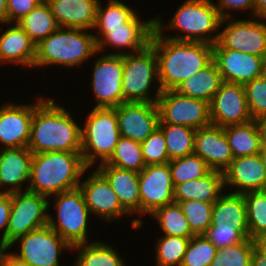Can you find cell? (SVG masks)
<instances>
[{
	"label": "cell",
	"mask_w": 266,
	"mask_h": 266,
	"mask_svg": "<svg viewBox=\"0 0 266 266\" xmlns=\"http://www.w3.org/2000/svg\"><path fill=\"white\" fill-rule=\"evenodd\" d=\"M159 17L154 18L155 29L150 41L158 61V86L161 91L174 90L212 61V45L163 37L164 26Z\"/></svg>",
	"instance_id": "obj_1"
},
{
	"label": "cell",
	"mask_w": 266,
	"mask_h": 266,
	"mask_svg": "<svg viewBox=\"0 0 266 266\" xmlns=\"http://www.w3.org/2000/svg\"><path fill=\"white\" fill-rule=\"evenodd\" d=\"M28 148L33 154L61 151L81 152V127L71 114L51 99L33 104Z\"/></svg>",
	"instance_id": "obj_2"
},
{
	"label": "cell",
	"mask_w": 266,
	"mask_h": 266,
	"mask_svg": "<svg viewBox=\"0 0 266 266\" xmlns=\"http://www.w3.org/2000/svg\"><path fill=\"white\" fill-rule=\"evenodd\" d=\"M89 169L81 152L51 151L33 154L30 185L26 191L49 197L79 187Z\"/></svg>",
	"instance_id": "obj_3"
},
{
	"label": "cell",
	"mask_w": 266,
	"mask_h": 266,
	"mask_svg": "<svg viewBox=\"0 0 266 266\" xmlns=\"http://www.w3.org/2000/svg\"><path fill=\"white\" fill-rule=\"evenodd\" d=\"M86 31L59 27L36 45L33 67L49 64L74 67L85 62L90 56L98 53L95 36Z\"/></svg>",
	"instance_id": "obj_4"
},
{
	"label": "cell",
	"mask_w": 266,
	"mask_h": 266,
	"mask_svg": "<svg viewBox=\"0 0 266 266\" xmlns=\"http://www.w3.org/2000/svg\"><path fill=\"white\" fill-rule=\"evenodd\" d=\"M224 22L225 19L220 17L215 3L211 0H186L166 25V27L183 31L186 34L163 37L179 41L205 42L213 45L218 41L219 33L214 36L211 33L217 31Z\"/></svg>",
	"instance_id": "obj_5"
},
{
	"label": "cell",
	"mask_w": 266,
	"mask_h": 266,
	"mask_svg": "<svg viewBox=\"0 0 266 266\" xmlns=\"http://www.w3.org/2000/svg\"><path fill=\"white\" fill-rule=\"evenodd\" d=\"M81 129V156L90 168L97 158L105 163L113 154L121 135L115 108H93Z\"/></svg>",
	"instance_id": "obj_6"
},
{
	"label": "cell",
	"mask_w": 266,
	"mask_h": 266,
	"mask_svg": "<svg viewBox=\"0 0 266 266\" xmlns=\"http://www.w3.org/2000/svg\"><path fill=\"white\" fill-rule=\"evenodd\" d=\"M110 54H123V102H157L162 92L160 87L156 90L153 99L149 97L151 83L153 80L159 81L155 49L149 44L145 49L136 53L130 54L124 50Z\"/></svg>",
	"instance_id": "obj_7"
},
{
	"label": "cell",
	"mask_w": 266,
	"mask_h": 266,
	"mask_svg": "<svg viewBox=\"0 0 266 266\" xmlns=\"http://www.w3.org/2000/svg\"><path fill=\"white\" fill-rule=\"evenodd\" d=\"M57 220L48 214L47 225L56 231L71 247L86 243L89 209L78 188L56 194Z\"/></svg>",
	"instance_id": "obj_8"
},
{
	"label": "cell",
	"mask_w": 266,
	"mask_h": 266,
	"mask_svg": "<svg viewBox=\"0 0 266 266\" xmlns=\"http://www.w3.org/2000/svg\"><path fill=\"white\" fill-rule=\"evenodd\" d=\"M16 241H20V252L5 254L19 266H59L58 258L62 254L61 250L72 249L48 225L17 238L6 250L11 248Z\"/></svg>",
	"instance_id": "obj_9"
},
{
	"label": "cell",
	"mask_w": 266,
	"mask_h": 266,
	"mask_svg": "<svg viewBox=\"0 0 266 266\" xmlns=\"http://www.w3.org/2000/svg\"><path fill=\"white\" fill-rule=\"evenodd\" d=\"M30 191L11 193V212L6 232V249L19 237L47 226L49 202Z\"/></svg>",
	"instance_id": "obj_10"
},
{
	"label": "cell",
	"mask_w": 266,
	"mask_h": 266,
	"mask_svg": "<svg viewBox=\"0 0 266 266\" xmlns=\"http://www.w3.org/2000/svg\"><path fill=\"white\" fill-rule=\"evenodd\" d=\"M159 123L178 124L194 129L211 123L210 103L185 95L175 90L162 91L157 100Z\"/></svg>",
	"instance_id": "obj_11"
},
{
	"label": "cell",
	"mask_w": 266,
	"mask_h": 266,
	"mask_svg": "<svg viewBox=\"0 0 266 266\" xmlns=\"http://www.w3.org/2000/svg\"><path fill=\"white\" fill-rule=\"evenodd\" d=\"M123 54H107L96 60L91 86L96 98L95 108H115L123 103Z\"/></svg>",
	"instance_id": "obj_12"
},
{
	"label": "cell",
	"mask_w": 266,
	"mask_h": 266,
	"mask_svg": "<svg viewBox=\"0 0 266 266\" xmlns=\"http://www.w3.org/2000/svg\"><path fill=\"white\" fill-rule=\"evenodd\" d=\"M212 60L223 82L245 84L266 73V59L224 48L218 41L212 45Z\"/></svg>",
	"instance_id": "obj_13"
},
{
	"label": "cell",
	"mask_w": 266,
	"mask_h": 266,
	"mask_svg": "<svg viewBox=\"0 0 266 266\" xmlns=\"http://www.w3.org/2000/svg\"><path fill=\"white\" fill-rule=\"evenodd\" d=\"M139 192L141 216L175 202L169 163L147 165L139 172Z\"/></svg>",
	"instance_id": "obj_14"
},
{
	"label": "cell",
	"mask_w": 266,
	"mask_h": 266,
	"mask_svg": "<svg viewBox=\"0 0 266 266\" xmlns=\"http://www.w3.org/2000/svg\"><path fill=\"white\" fill-rule=\"evenodd\" d=\"M210 118L221 127L252 121L244 85L223 82L210 103Z\"/></svg>",
	"instance_id": "obj_15"
},
{
	"label": "cell",
	"mask_w": 266,
	"mask_h": 266,
	"mask_svg": "<svg viewBox=\"0 0 266 266\" xmlns=\"http://www.w3.org/2000/svg\"><path fill=\"white\" fill-rule=\"evenodd\" d=\"M135 14L128 22L116 27H94L99 29L101 37L94 35L98 52L104 50L106 45L119 49L122 47L132 49L129 53H136L145 49L151 41L155 29V19L141 21ZM104 47V48H103Z\"/></svg>",
	"instance_id": "obj_16"
},
{
	"label": "cell",
	"mask_w": 266,
	"mask_h": 266,
	"mask_svg": "<svg viewBox=\"0 0 266 266\" xmlns=\"http://www.w3.org/2000/svg\"><path fill=\"white\" fill-rule=\"evenodd\" d=\"M115 109L122 137L142 142L158 127L157 102H123Z\"/></svg>",
	"instance_id": "obj_17"
},
{
	"label": "cell",
	"mask_w": 266,
	"mask_h": 266,
	"mask_svg": "<svg viewBox=\"0 0 266 266\" xmlns=\"http://www.w3.org/2000/svg\"><path fill=\"white\" fill-rule=\"evenodd\" d=\"M219 32L218 42L233 49L266 59V23L261 20H230Z\"/></svg>",
	"instance_id": "obj_18"
},
{
	"label": "cell",
	"mask_w": 266,
	"mask_h": 266,
	"mask_svg": "<svg viewBox=\"0 0 266 266\" xmlns=\"http://www.w3.org/2000/svg\"><path fill=\"white\" fill-rule=\"evenodd\" d=\"M90 213L109 221L130 214L120 203L105 176L96 169L86 181L79 184Z\"/></svg>",
	"instance_id": "obj_19"
},
{
	"label": "cell",
	"mask_w": 266,
	"mask_h": 266,
	"mask_svg": "<svg viewBox=\"0 0 266 266\" xmlns=\"http://www.w3.org/2000/svg\"><path fill=\"white\" fill-rule=\"evenodd\" d=\"M194 153L211 170L224 171L234 159L224 127L210 124L196 130Z\"/></svg>",
	"instance_id": "obj_20"
},
{
	"label": "cell",
	"mask_w": 266,
	"mask_h": 266,
	"mask_svg": "<svg viewBox=\"0 0 266 266\" xmlns=\"http://www.w3.org/2000/svg\"><path fill=\"white\" fill-rule=\"evenodd\" d=\"M6 104L0 108V144L5 148L28 147L33 104Z\"/></svg>",
	"instance_id": "obj_21"
},
{
	"label": "cell",
	"mask_w": 266,
	"mask_h": 266,
	"mask_svg": "<svg viewBox=\"0 0 266 266\" xmlns=\"http://www.w3.org/2000/svg\"><path fill=\"white\" fill-rule=\"evenodd\" d=\"M223 174L225 187H238L233 193L266 190V172L259 154L234 158Z\"/></svg>",
	"instance_id": "obj_22"
},
{
	"label": "cell",
	"mask_w": 266,
	"mask_h": 266,
	"mask_svg": "<svg viewBox=\"0 0 266 266\" xmlns=\"http://www.w3.org/2000/svg\"><path fill=\"white\" fill-rule=\"evenodd\" d=\"M32 158L28 147L0 148V189L11 187L3 192H22L21 184L30 183Z\"/></svg>",
	"instance_id": "obj_23"
},
{
	"label": "cell",
	"mask_w": 266,
	"mask_h": 266,
	"mask_svg": "<svg viewBox=\"0 0 266 266\" xmlns=\"http://www.w3.org/2000/svg\"><path fill=\"white\" fill-rule=\"evenodd\" d=\"M60 27L92 30L99 0H46Z\"/></svg>",
	"instance_id": "obj_24"
},
{
	"label": "cell",
	"mask_w": 266,
	"mask_h": 266,
	"mask_svg": "<svg viewBox=\"0 0 266 266\" xmlns=\"http://www.w3.org/2000/svg\"><path fill=\"white\" fill-rule=\"evenodd\" d=\"M98 170L105 176L117 194L121 205L131 214H140L139 172L99 164Z\"/></svg>",
	"instance_id": "obj_25"
},
{
	"label": "cell",
	"mask_w": 266,
	"mask_h": 266,
	"mask_svg": "<svg viewBox=\"0 0 266 266\" xmlns=\"http://www.w3.org/2000/svg\"><path fill=\"white\" fill-rule=\"evenodd\" d=\"M8 27L0 36V63H15L33 67L36 44L18 25Z\"/></svg>",
	"instance_id": "obj_26"
},
{
	"label": "cell",
	"mask_w": 266,
	"mask_h": 266,
	"mask_svg": "<svg viewBox=\"0 0 266 266\" xmlns=\"http://www.w3.org/2000/svg\"><path fill=\"white\" fill-rule=\"evenodd\" d=\"M224 189V174L219 170H210L205 176L188 180L174 186V201L199 200L214 203Z\"/></svg>",
	"instance_id": "obj_27"
},
{
	"label": "cell",
	"mask_w": 266,
	"mask_h": 266,
	"mask_svg": "<svg viewBox=\"0 0 266 266\" xmlns=\"http://www.w3.org/2000/svg\"><path fill=\"white\" fill-rule=\"evenodd\" d=\"M223 83L221 74L212 60L196 74H192L174 90L180 95L201 99L211 103L214 95Z\"/></svg>",
	"instance_id": "obj_28"
},
{
	"label": "cell",
	"mask_w": 266,
	"mask_h": 266,
	"mask_svg": "<svg viewBox=\"0 0 266 266\" xmlns=\"http://www.w3.org/2000/svg\"><path fill=\"white\" fill-rule=\"evenodd\" d=\"M231 223L246 238H249L246 205L243 194L221 195L213 204L212 224Z\"/></svg>",
	"instance_id": "obj_29"
},
{
	"label": "cell",
	"mask_w": 266,
	"mask_h": 266,
	"mask_svg": "<svg viewBox=\"0 0 266 266\" xmlns=\"http://www.w3.org/2000/svg\"><path fill=\"white\" fill-rule=\"evenodd\" d=\"M234 158L259 154L262 139L256 120L224 127Z\"/></svg>",
	"instance_id": "obj_30"
},
{
	"label": "cell",
	"mask_w": 266,
	"mask_h": 266,
	"mask_svg": "<svg viewBox=\"0 0 266 266\" xmlns=\"http://www.w3.org/2000/svg\"><path fill=\"white\" fill-rule=\"evenodd\" d=\"M17 23L36 45L60 27L46 0Z\"/></svg>",
	"instance_id": "obj_31"
},
{
	"label": "cell",
	"mask_w": 266,
	"mask_h": 266,
	"mask_svg": "<svg viewBox=\"0 0 266 266\" xmlns=\"http://www.w3.org/2000/svg\"><path fill=\"white\" fill-rule=\"evenodd\" d=\"M72 249L79 253L74 266H125L120 255L105 242L76 244Z\"/></svg>",
	"instance_id": "obj_32"
},
{
	"label": "cell",
	"mask_w": 266,
	"mask_h": 266,
	"mask_svg": "<svg viewBox=\"0 0 266 266\" xmlns=\"http://www.w3.org/2000/svg\"><path fill=\"white\" fill-rule=\"evenodd\" d=\"M158 127L165 135L170 160L194 153L196 129L168 123H159Z\"/></svg>",
	"instance_id": "obj_33"
},
{
	"label": "cell",
	"mask_w": 266,
	"mask_h": 266,
	"mask_svg": "<svg viewBox=\"0 0 266 266\" xmlns=\"http://www.w3.org/2000/svg\"><path fill=\"white\" fill-rule=\"evenodd\" d=\"M105 164L141 172L146 167L141 150V142L121 136L113 154Z\"/></svg>",
	"instance_id": "obj_34"
},
{
	"label": "cell",
	"mask_w": 266,
	"mask_h": 266,
	"mask_svg": "<svg viewBox=\"0 0 266 266\" xmlns=\"http://www.w3.org/2000/svg\"><path fill=\"white\" fill-rule=\"evenodd\" d=\"M151 216L154 218L156 217L162 231L167 236L186 238L194 236L179 203L173 202L160 207L156 209Z\"/></svg>",
	"instance_id": "obj_35"
},
{
	"label": "cell",
	"mask_w": 266,
	"mask_h": 266,
	"mask_svg": "<svg viewBox=\"0 0 266 266\" xmlns=\"http://www.w3.org/2000/svg\"><path fill=\"white\" fill-rule=\"evenodd\" d=\"M174 186L188 180L205 176L211 169L197 154L192 153L184 157L169 161Z\"/></svg>",
	"instance_id": "obj_36"
},
{
	"label": "cell",
	"mask_w": 266,
	"mask_h": 266,
	"mask_svg": "<svg viewBox=\"0 0 266 266\" xmlns=\"http://www.w3.org/2000/svg\"><path fill=\"white\" fill-rule=\"evenodd\" d=\"M194 235H204L212 225L214 203L199 200L178 202Z\"/></svg>",
	"instance_id": "obj_37"
},
{
	"label": "cell",
	"mask_w": 266,
	"mask_h": 266,
	"mask_svg": "<svg viewBox=\"0 0 266 266\" xmlns=\"http://www.w3.org/2000/svg\"><path fill=\"white\" fill-rule=\"evenodd\" d=\"M190 238L167 236L158 238L156 246L157 266H180Z\"/></svg>",
	"instance_id": "obj_38"
},
{
	"label": "cell",
	"mask_w": 266,
	"mask_h": 266,
	"mask_svg": "<svg viewBox=\"0 0 266 266\" xmlns=\"http://www.w3.org/2000/svg\"><path fill=\"white\" fill-rule=\"evenodd\" d=\"M254 242L251 238L227 247L217 249L210 266H251Z\"/></svg>",
	"instance_id": "obj_39"
},
{
	"label": "cell",
	"mask_w": 266,
	"mask_h": 266,
	"mask_svg": "<svg viewBox=\"0 0 266 266\" xmlns=\"http://www.w3.org/2000/svg\"><path fill=\"white\" fill-rule=\"evenodd\" d=\"M246 205L249 238L266 231V190L243 194Z\"/></svg>",
	"instance_id": "obj_40"
},
{
	"label": "cell",
	"mask_w": 266,
	"mask_h": 266,
	"mask_svg": "<svg viewBox=\"0 0 266 266\" xmlns=\"http://www.w3.org/2000/svg\"><path fill=\"white\" fill-rule=\"evenodd\" d=\"M216 254L217 248L204 235H194L180 266H210Z\"/></svg>",
	"instance_id": "obj_41"
},
{
	"label": "cell",
	"mask_w": 266,
	"mask_h": 266,
	"mask_svg": "<svg viewBox=\"0 0 266 266\" xmlns=\"http://www.w3.org/2000/svg\"><path fill=\"white\" fill-rule=\"evenodd\" d=\"M136 14L132 8L118 0H109L106 9L100 1L97 5L96 22L94 27H116L128 22Z\"/></svg>",
	"instance_id": "obj_42"
},
{
	"label": "cell",
	"mask_w": 266,
	"mask_h": 266,
	"mask_svg": "<svg viewBox=\"0 0 266 266\" xmlns=\"http://www.w3.org/2000/svg\"><path fill=\"white\" fill-rule=\"evenodd\" d=\"M141 150L146 166L167 164L170 161L167 154L165 135L159 127L141 142Z\"/></svg>",
	"instance_id": "obj_43"
},
{
	"label": "cell",
	"mask_w": 266,
	"mask_h": 266,
	"mask_svg": "<svg viewBox=\"0 0 266 266\" xmlns=\"http://www.w3.org/2000/svg\"><path fill=\"white\" fill-rule=\"evenodd\" d=\"M247 105L253 120L266 114V73L244 84Z\"/></svg>",
	"instance_id": "obj_44"
},
{
	"label": "cell",
	"mask_w": 266,
	"mask_h": 266,
	"mask_svg": "<svg viewBox=\"0 0 266 266\" xmlns=\"http://www.w3.org/2000/svg\"><path fill=\"white\" fill-rule=\"evenodd\" d=\"M204 236L217 249L235 245L246 238L238 229L234 228L231 223L212 224Z\"/></svg>",
	"instance_id": "obj_45"
},
{
	"label": "cell",
	"mask_w": 266,
	"mask_h": 266,
	"mask_svg": "<svg viewBox=\"0 0 266 266\" xmlns=\"http://www.w3.org/2000/svg\"><path fill=\"white\" fill-rule=\"evenodd\" d=\"M43 0H7L9 25L17 23L21 18L35 9Z\"/></svg>",
	"instance_id": "obj_46"
},
{
	"label": "cell",
	"mask_w": 266,
	"mask_h": 266,
	"mask_svg": "<svg viewBox=\"0 0 266 266\" xmlns=\"http://www.w3.org/2000/svg\"><path fill=\"white\" fill-rule=\"evenodd\" d=\"M219 3L215 5V7L218 9L219 15L222 19H225L227 21L229 19V10H244V9H251L252 13L255 17V7L253 0H218ZM228 10L226 12L225 10ZM228 13V14H227Z\"/></svg>",
	"instance_id": "obj_47"
},
{
	"label": "cell",
	"mask_w": 266,
	"mask_h": 266,
	"mask_svg": "<svg viewBox=\"0 0 266 266\" xmlns=\"http://www.w3.org/2000/svg\"><path fill=\"white\" fill-rule=\"evenodd\" d=\"M11 212V193L0 192V230L4 228V232L0 241V245L6 250V232Z\"/></svg>",
	"instance_id": "obj_48"
},
{
	"label": "cell",
	"mask_w": 266,
	"mask_h": 266,
	"mask_svg": "<svg viewBox=\"0 0 266 266\" xmlns=\"http://www.w3.org/2000/svg\"><path fill=\"white\" fill-rule=\"evenodd\" d=\"M254 247L261 253L266 254V231L257 234L253 238Z\"/></svg>",
	"instance_id": "obj_49"
},
{
	"label": "cell",
	"mask_w": 266,
	"mask_h": 266,
	"mask_svg": "<svg viewBox=\"0 0 266 266\" xmlns=\"http://www.w3.org/2000/svg\"><path fill=\"white\" fill-rule=\"evenodd\" d=\"M255 7V17L266 19V0H253Z\"/></svg>",
	"instance_id": "obj_50"
},
{
	"label": "cell",
	"mask_w": 266,
	"mask_h": 266,
	"mask_svg": "<svg viewBox=\"0 0 266 266\" xmlns=\"http://www.w3.org/2000/svg\"><path fill=\"white\" fill-rule=\"evenodd\" d=\"M251 266H266V254L259 252L255 247L251 258Z\"/></svg>",
	"instance_id": "obj_51"
},
{
	"label": "cell",
	"mask_w": 266,
	"mask_h": 266,
	"mask_svg": "<svg viewBox=\"0 0 266 266\" xmlns=\"http://www.w3.org/2000/svg\"><path fill=\"white\" fill-rule=\"evenodd\" d=\"M256 122L260 130L262 144L266 145V114L256 119Z\"/></svg>",
	"instance_id": "obj_52"
},
{
	"label": "cell",
	"mask_w": 266,
	"mask_h": 266,
	"mask_svg": "<svg viewBox=\"0 0 266 266\" xmlns=\"http://www.w3.org/2000/svg\"><path fill=\"white\" fill-rule=\"evenodd\" d=\"M0 23L9 24V16L7 11V0H0Z\"/></svg>",
	"instance_id": "obj_53"
},
{
	"label": "cell",
	"mask_w": 266,
	"mask_h": 266,
	"mask_svg": "<svg viewBox=\"0 0 266 266\" xmlns=\"http://www.w3.org/2000/svg\"><path fill=\"white\" fill-rule=\"evenodd\" d=\"M0 266H19L14 263L6 254L0 259Z\"/></svg>",
	"instance_id": "obj_54"
},
{
	"label": "cell",
	"mask_w": 266,
	"mask_h": 266,
	"mask_svg": "<svg viewBox=\"0 0 266 266\" xmlns=\"http://www.w3.org/2000/svg\"><path fill=\"white\" fill-rule=\"evenodd\" d=\"M260 158L262 160L263 166L265 168V172H266V145H262L261 151L259 153Z\"/></svg>",
	"instance_id": "obj_55"
},
{
	"label": "cell",
	"mask_w": 266,
	"mask_h": 266,
	"mask_svg": "<svg viewBox=\"0 0 266 266\" xmlns=\"http://www.w3.org/2000/svg\"><path fill=\"white\" fill-rule=\"evenodd\" d=\"M5 252H6V250L0 245V259L3 257Z\"/></svg>",
	"instance_id": "obj_56"
}]
</instances>
